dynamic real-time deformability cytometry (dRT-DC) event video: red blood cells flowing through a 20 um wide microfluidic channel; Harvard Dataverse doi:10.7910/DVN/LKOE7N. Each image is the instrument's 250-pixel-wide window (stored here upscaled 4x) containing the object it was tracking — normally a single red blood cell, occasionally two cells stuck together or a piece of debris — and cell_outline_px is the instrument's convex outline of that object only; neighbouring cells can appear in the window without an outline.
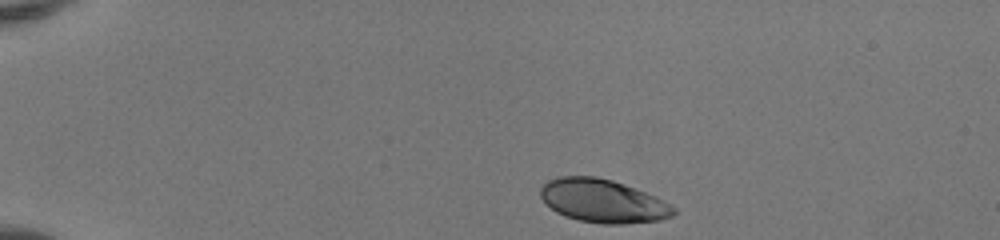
{"species": "human", "species_latin": "Homo sapiens", "temperature_condition": "room temperature", "stored_images_in_passage": 41, "camera_frame_rate_fps": 3000, "um_per_image_px": 0.085, "donor": {"sex": "female"}, "frame": {"image": 1, "passage_image": 1, "time_ms": 0.0, "image_size_px": [1000, 240], "cell_outline_px": [[676, 212], [672, 216], [660, 220], [624, 224], [604, 224], [580, 220], [564, 216], [556, 212], [540, 196], [540, 188], [548, 180], [560, 176], [596, 176], [612, 180], [636, 188], [656, 196], [676, 208]], "centroid_in_image_um": [51.26, 17.08], "position_along_channel_um": 33.7, "area_um2": 33.58}}
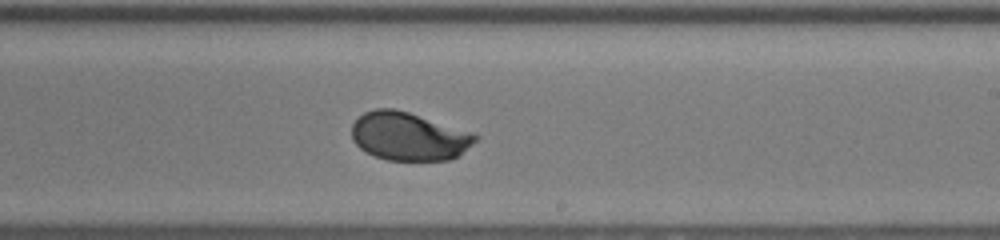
{"frame": {"image": 2, "passage_image": 23, "time_ms": 7.333, "image_size_px": [1000, 240], "cell_outline_px": [[480, 136], [472, 144], [456, 156], [448, 160], [388, 160], [376, 156], [360, 148], [352, 140], [352, 124], [364, 112], [376, 108], [396, 108], [476, 132]], "centroid_in_image_um": [34.77, 11.56], "position_along_channel_um": 254.2, "area_um2": 34.91}}
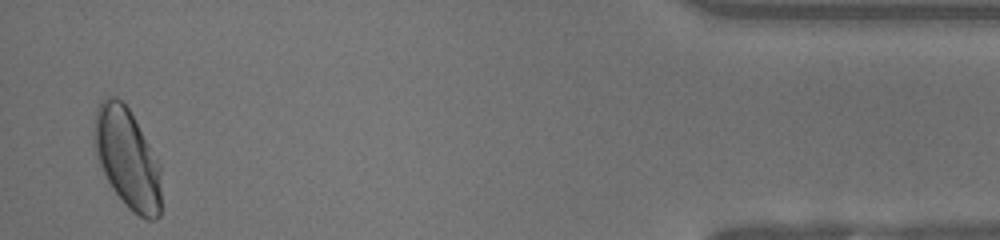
{"frame": {"image": 3, "passage_image": 40, "time_ms": 13.0, "image_size_px": [1000, 240], "cell_outline_px": [[160, 216], [156, 220], [144, 220], [132, 212], [124, 204], [112, 188], [100, 164], [92, 132], [92, 128], [96, 108], [100, 100], [104, 96], [116, 96], [128, 108], [160, 164]], "centroid_in_image_um": [10.81, 13.46], "position_along_channel_um": 424.4, "area_um2": 39.07}, "authors_computed_cell_mechanics": {"area_um2": 35.0268, "velocity_mm_per_s": 4.1257, "shape_relaxation_time_tau1_ms": 2.7262, "shape_relaxation_time_tau2_ms": null, "deformation_change_tau1": 0.1368, "deformation_change_tau2": null}}